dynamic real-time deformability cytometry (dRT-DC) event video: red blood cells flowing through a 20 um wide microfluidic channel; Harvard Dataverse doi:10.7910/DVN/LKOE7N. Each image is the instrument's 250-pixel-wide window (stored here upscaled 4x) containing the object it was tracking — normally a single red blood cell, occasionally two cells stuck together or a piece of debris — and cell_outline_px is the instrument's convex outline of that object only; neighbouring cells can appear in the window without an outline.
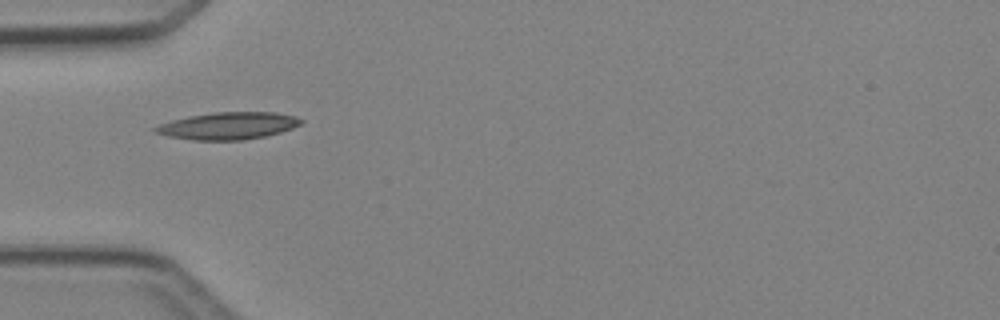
{"species": "Egyptian fruit bat (a non-hibernating species)", "species_latin": "Rousettus aegyptiacus", "temperature_condition": "cold", "stored_images_in_passage": 2, "camera_frame_rate_fps": 3000, "um_per_image_px": 0.085, "animal": {"sex": "female"}, "frame": {"image": 1, "passage_image": 1, "time_ms": 0.0, "image_size_px": [1000, 320], "cell_outline_px": [[304, 120], [300, 124], [292, 128], [280, 132], [264, 136], [244, 140], [196, 140], [168, 136], [156, 132], [152, 128], [160, 124], [172, 120], [188, 116], [212, 112], [276, 112], [296, 116]], "centroid_in_image_um": [19.41, 10.68], "position_along_channel_um": 65.6, "area_um2": 23.0}}
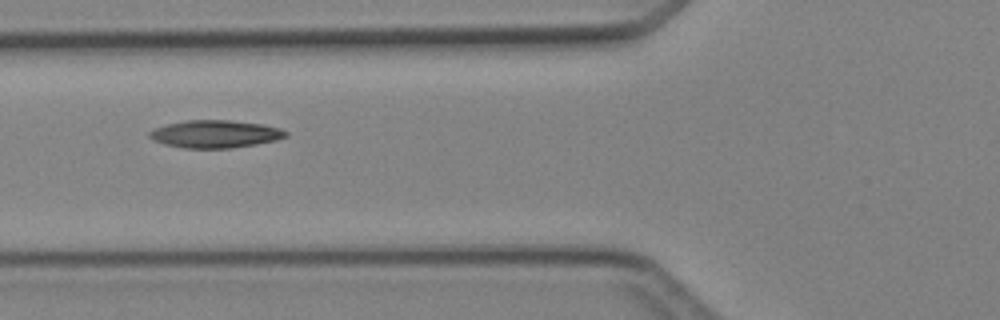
{"frame": {"image": 2, "passage_image": 2, "time_ms": 1.0, "image_size_px": [1000, 320], "cell_outline_px": [[288, 136], [276, 140], [232, 148], [184, 148], [164, 144], [152, 140], [148, 136], [148, 132], [156, 128], [168, 124], [188, 120], [228, 120], [264, 124], [280, 128], [288, 132]], "centroid_in_image_um": [18.3, 11.39], "position_along_channel_um": 107.5, "area_um2": 21.91}}